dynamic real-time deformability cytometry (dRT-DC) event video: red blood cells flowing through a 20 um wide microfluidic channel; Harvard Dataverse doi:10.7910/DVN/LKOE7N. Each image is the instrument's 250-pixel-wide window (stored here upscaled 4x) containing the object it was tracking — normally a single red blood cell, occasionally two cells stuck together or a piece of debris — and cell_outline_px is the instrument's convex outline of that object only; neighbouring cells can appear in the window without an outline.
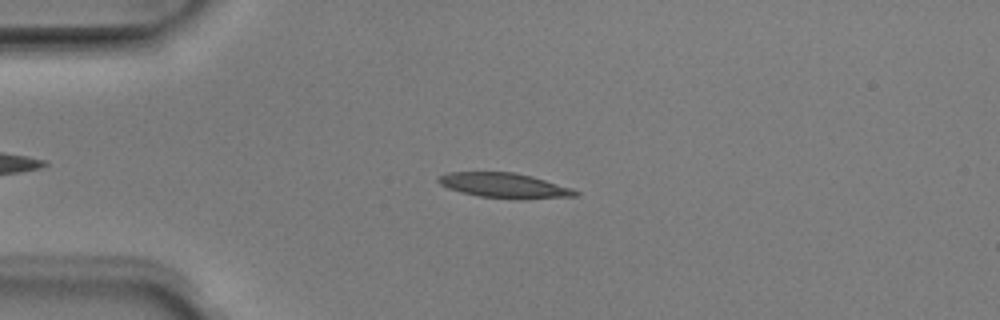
{"species": "Egyptian fruit bat (a non-hibernating species)", "species_latin": "Rousettus aegyptiacus", "temperature_condition": "room temperature", "stored_images_in_passage": 50, "camera_frame_rate_fps": 3000, "um_per_image_px": 0.085, "animal": {"sex": "male"}, "frame": {"image": 1, "passage_image": 12, "time_ms": 3.667, "image_size_px": [1000, 320], "cell_outline_px": [[580, 196], [480, 196], [460, 192], [448, 188], [440, 184], [436, 180], [436, 176], [448, 172], [512, 172], [532, 176], [572, 188], [580, 192]], "centroid_in_image_um": [42.74, 15.7], "position_along_channel_um": 42.3, "area_um2": 18.79}}
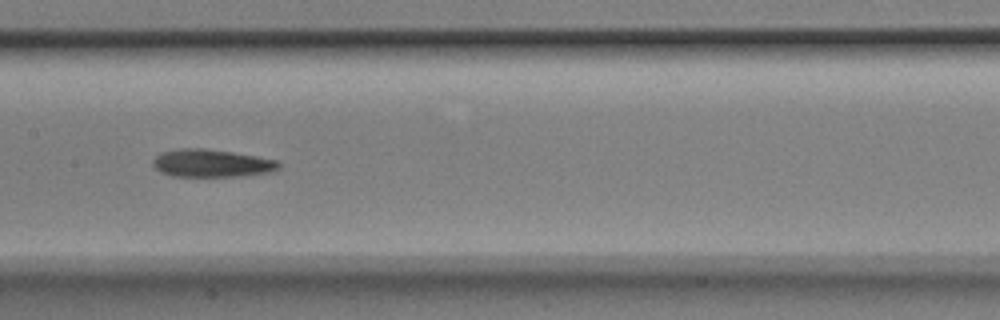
{"frame": {"image": 2, "passage_image": 25, "time_ms": 8.0, "image_size_px": [1000, 320], "cell_outline_px": [[280, 168], [268, 172], [240, 176], [172, 176], [160, 172], [152, 164], [152, 160], [160, 152], [180, 148], [204, 148], [232, 152], [280, 160]], "centroid_in_image_um": [17.97, 13.86], "position_along_channel_um": 189.4, "area_um2": 20.4}}
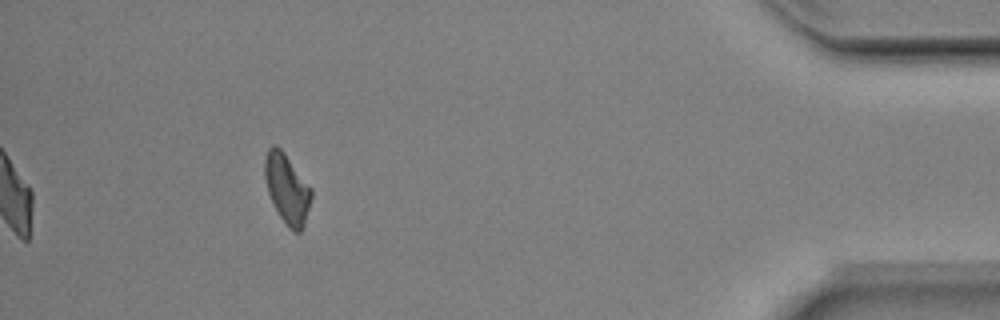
{"frame": {"image": 3, "passage_image": 46, "time_ms": 15.0, "image_size_px": [1000, 320], "cell_outline_px": [[312, 196], [304, 228], [300, 232], [292, 232], [288, 228], [280, 216], [268, 192], [264, 176], [264, 160], [268, 148], [272, 144], [276, 144], [284, 152], [312, 188]], "centroid_in_image_um": [24.41, 16.04], "position_along_channel_um": 410.8, "area_um2": 19.02}, "authors_computed_cell_mechanics": {"area_um2": 19.5653, "velocity_mm_per_s": 3.977, "shape_relaxation_time_tau1_ms": 4.6631, "shape_relaxation_time_tau2_ms": null, "deformation_change_tau1": 0.1445, "deformation_change_tau2": null}}